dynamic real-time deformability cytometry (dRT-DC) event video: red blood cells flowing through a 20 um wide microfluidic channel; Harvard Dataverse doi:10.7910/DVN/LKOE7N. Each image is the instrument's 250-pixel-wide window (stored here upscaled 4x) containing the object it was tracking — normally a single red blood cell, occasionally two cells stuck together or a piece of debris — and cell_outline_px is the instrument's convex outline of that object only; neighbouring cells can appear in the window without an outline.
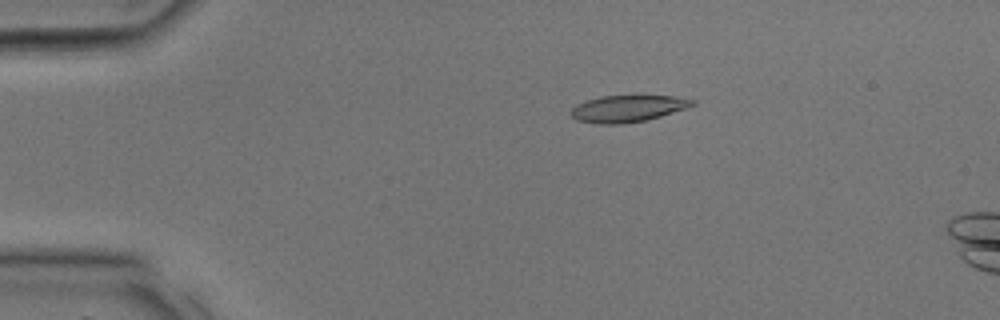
{"species": "common noctule bat (a hibernating species)", "species_latin": "Nyctalus noctula", "temperature_condition": "room temperature", "stored_images_in_passage": 10, "camera_frame_rate_fps": 3000, "um_per_image_px": 0.085, "animal": {"sex": "male", "body_mass_g": 17.9, "forearm_length_mm": 54.2}, "frame": {"image": 1, "passage_image": 7, "time_ms": 2.0, "image_size_px": [1000, 320], "cell_outline_px": [[696, 104], [688, 108], [648, 120], [624, 124], [596, 124], [576, 120], [572, 116], [572, 108], [576, 104], [600, 96], [636, 92], [640, 92], [676, 96], [696, 100]], "centroid_in_image_um": [53.44, 9.17], "position_along_channel_um": 31.6, "area_um2": 20.23}}